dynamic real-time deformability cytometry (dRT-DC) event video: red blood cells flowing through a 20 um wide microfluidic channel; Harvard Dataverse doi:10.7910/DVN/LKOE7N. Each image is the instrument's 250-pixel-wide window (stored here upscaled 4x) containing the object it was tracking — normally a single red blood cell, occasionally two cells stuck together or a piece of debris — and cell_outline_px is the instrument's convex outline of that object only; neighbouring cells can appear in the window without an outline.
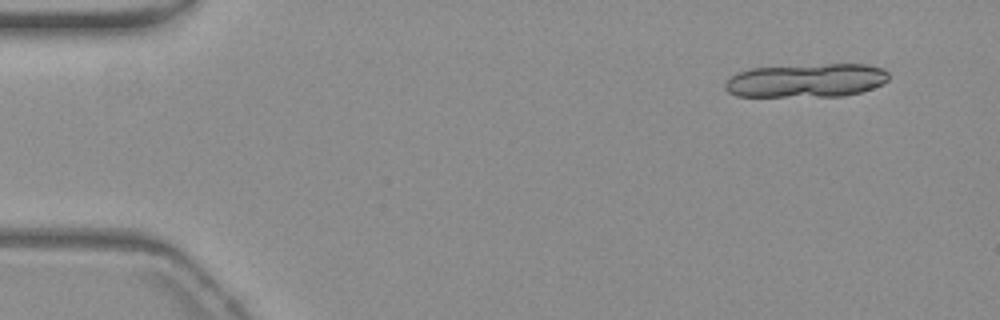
{"species": "common noctule bat (a hibernating species)", "species_latin": "Nyctalus noctula", "temperature_condition": "warm", "stored_images_in_passage": 16, "camera_frame_rate_fps": 3000, "um_per_image_px": 0.085, "animal": {"sex": "female", "body_mass_g": 19.3, "forearm_length_mm": 54.1}, "frame": {"image": 1, "passage_image": 1, "time_ms": 0.0, "image_size_px": [1000, 320], "cell_outline_px": [[888, 80], [872, 88], [860, 92], [844, 96], [736, 96], [728, 92], [724, 88], [724, 84], [736, 72], [752, 68], [828, 64], [868, 64], [884, 68], [888, 72]], "centroid_in_image_um": [68.55, 6.84], "position_along_channel_um": 16.5, "area_um2": 32.08}}